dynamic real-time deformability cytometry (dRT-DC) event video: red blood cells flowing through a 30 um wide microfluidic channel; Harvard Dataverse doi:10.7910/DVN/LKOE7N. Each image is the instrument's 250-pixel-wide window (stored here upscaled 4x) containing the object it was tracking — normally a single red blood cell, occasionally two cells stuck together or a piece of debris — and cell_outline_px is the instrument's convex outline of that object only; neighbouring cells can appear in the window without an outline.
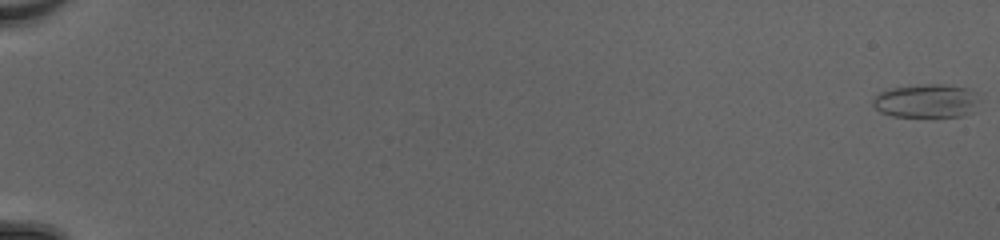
{"species": "common noctule bat (a hibernating species)", "species_latin": "Nyctalus noctula", "temperature_condition": "cold", "stored_images_in_passage": 53, "camera_frame_rate_fps": 3000, "um_per_image_px": 0.085, "animal": {"sex": "female", "body_mass_g": 20.0, "forearm_length_mm": 54.0}, "frame": {"image": 1, "passage_image": 1, "time_ms": 0.0, "image_size_px": [1000, 240], "cell_outline_px": [[980, 100], [976, 112], [964, 116], [892, 116], [880, 112], [872, 104], [872, 100], [880, 92], [888, 88], [920, 84], [944, 84], [968, 88], [980, 92]], "centroid_in_image_um": [78.84, 8.56], "position_along_channel_um": 6.2, "area_um2": 21.5}}
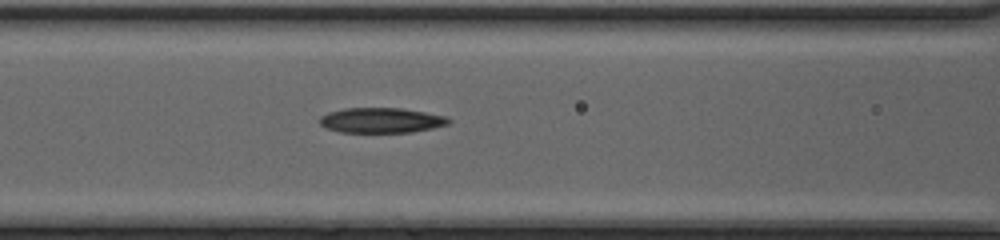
{"frame": {"image": 2, "passage_image": 26, "time_ms": 8.333, "image_size_px": [1000, 240], "cell_outline_px": [[452, 120], [448, 124], [432, 128], [412, 132], [340, 132], [324, 128], [320, 124], [320, 116], [328, 112], [344, 108], [400, 108], [448, 116]], "centroid_in_image_um": [32.4, 10.22], "position_along_channel_um": 134.2, "area_um2": 18.96}}
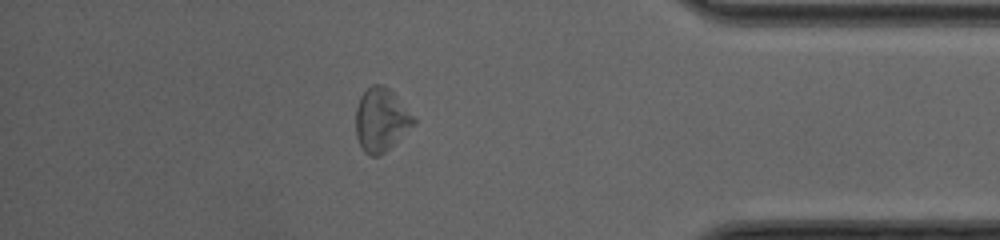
{"frame": {"image": 3, "passage_image": 47, "time_ms": 15.333, "image_size_px": [1000, 240], "cell_outline_px": [[416, 124], [380, 156], [372, 156], [364, 152], [356, 136], [356, 108], [360, 96], [372, 84], [384, 84], [416, 116]], "centroid_in_image_um": [32.42, 10.18], "position_along_channel_um": 402.8, "area_um2": 21.5}, "authors_computed_cell_mechanics": {"area_um2": 20.23, "velocity_mm_per_s": 4.1964, "shape_relaxation_time_tau1_ms": 5.5269, "shape_relaxation_time_tau2_ms": 5.1166, "deformation_change_tau1": 0.1557, "deformation_change_tau2": 0.161}}